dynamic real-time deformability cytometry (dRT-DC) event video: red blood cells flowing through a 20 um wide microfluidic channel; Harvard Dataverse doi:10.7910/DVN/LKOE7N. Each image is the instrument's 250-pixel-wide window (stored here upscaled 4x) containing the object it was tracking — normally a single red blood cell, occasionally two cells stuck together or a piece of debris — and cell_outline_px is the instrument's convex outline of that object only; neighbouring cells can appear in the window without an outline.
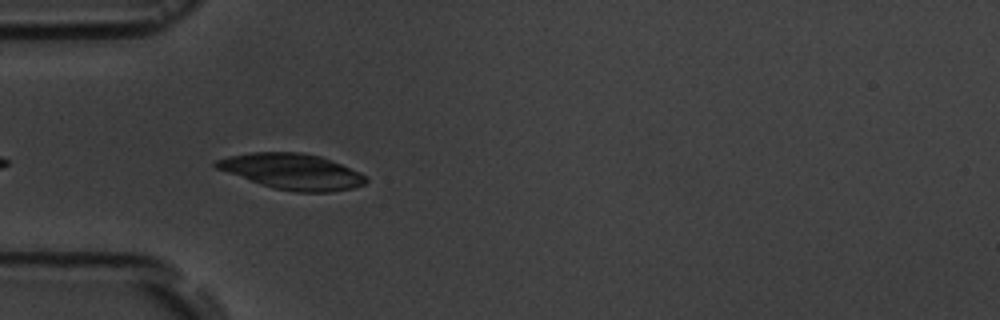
{"species": "common noctule bat (a hibernating species)", "species_latin": "Nyctalus noctula", "temperature_condition": "room temperature", "stored_images_in_passage": 10, "camera_frame_rate_fps": 3000, "um_per_image_px": 0.085, "animal": {"sex": "male", "body_mass_g": 19.5, "forearm_length_mm": 54.6}, "frame": {"image": 1, "passage_image": 5, "time_ms": 5.333, "image_size_px": [1000, 320], "cell_outline_px": [[368, 180], [364, 184], [356, 188], [332, 192], [296, 192], [276, 188], [260, 184], [216, 168], [212, 164], [216, 160], [228, 156], [248, 152], [300, 152], [320, 156], [360, 172], [368, 176]], "centroid_in_image_um": [24.86, 14.58], "position_along_channel_um": 60.1, "area_um2": 31.15}}
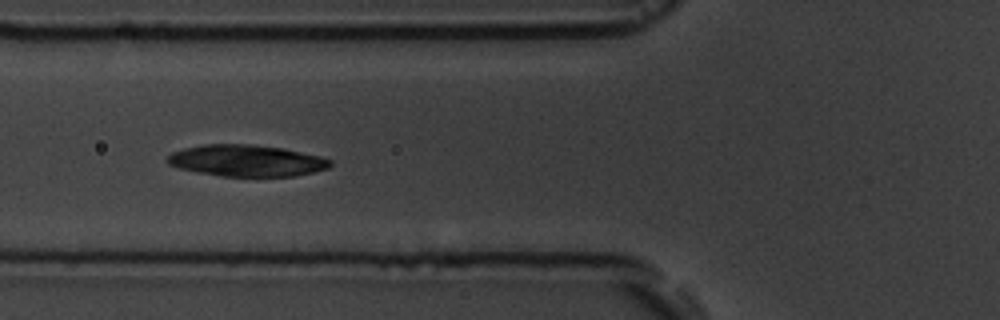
{"frame": {"image": 2, "passage_image": 6, "time_ms": 6.667, "image_size_px": [1000, 320], "cell_outline_px": [[332, 164], [328, 168], [312, 172], [292, 176], [220, 176], [196, 172], [180, 168], [168, 164], [164, 160], [172, 152], [184, 148], [204, 144], [252, 144], [284, 148], [320, 156], [332, 160]], "centroid_in_image_um": [20.93, 13.65], "position_along_channel_um": 104.9, "area_um2": 30.0}}
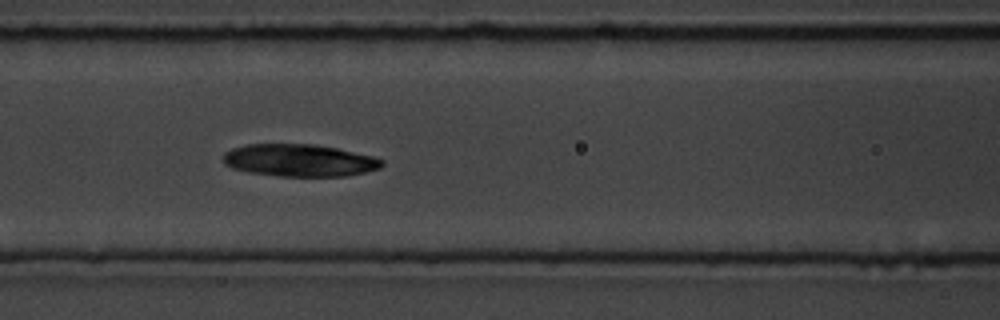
{"frame": {"image": 3, "passage_image": 7, "time_ms": 7.667, "image_size_px": [1000, 320], "cell_outline_px": [[384, 164], [380, 168], [364, 172], [344, 176], [280, 176], [248, 172], [232, 168], [224, 164], [224, 152], [232, 148], [248, 144], [316, 144], [336, 148], [372, 156], [384, 160]], "centroid_in_image_um": [25.44, 13.63], "position_along_channel_um": 141.2, "area_um2": 29.82}}